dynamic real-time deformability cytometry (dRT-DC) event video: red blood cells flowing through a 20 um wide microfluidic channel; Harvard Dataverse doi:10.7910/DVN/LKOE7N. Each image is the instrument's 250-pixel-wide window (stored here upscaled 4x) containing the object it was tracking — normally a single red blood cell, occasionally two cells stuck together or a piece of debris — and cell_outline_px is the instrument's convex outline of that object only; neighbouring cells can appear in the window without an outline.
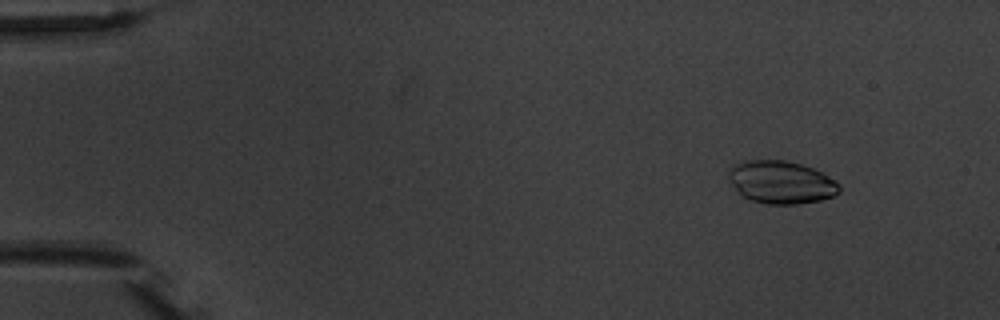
{"species": "common noctule bat (a hibernating species)", "species_latin": "Nyctalus noctula", "temperature_condition": "warm", "stored_images_in_passage": 5, "camera_frame_rate_fps": 3000, "um_per_image_px": 0.085, "animal": {"sex": "male", "body_mass_g": 20.1, "forearm_length_mm": 53.5}, "frame": {"image": 1, "passage_image": 2, "time_ms": 1.333, "image_size_px": [1000, 320], "cell_outline_px": [[840, 192], [832, 196], [820, 200], [796, 204], [768, 204], [752, 200], [744, 196], [728, 180], [728, 172], [736, 164], [744, 160], [784, 160], [800, 164], [812, 168], [820, 172], [840, 184]], "centroid_in_image_um": [66.4, 15.49], "position_along_channel_um": 18.6, "area_um2": 27.22}}
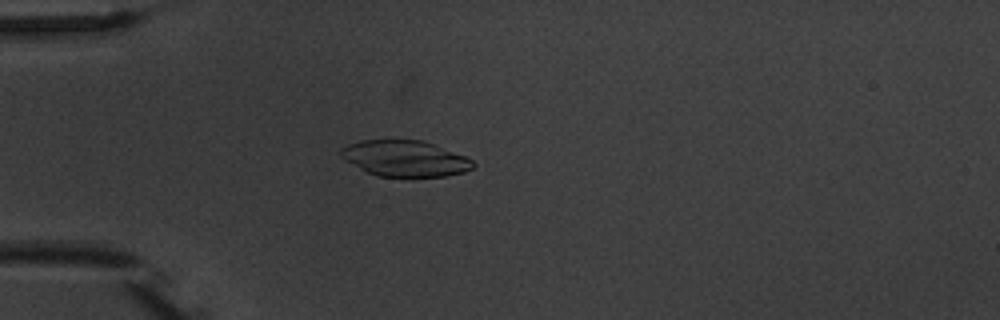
{"frame": {"image": 2, "passage_image": 5, "time_ms": 4.667, "image_size_px": [1000, 320], "cell_outline_px": [[476, 164], [472, 168], [464, 172], [444, 176], [412, 180], [376, 176], [344, 160], [340, 156], [340, 148], [348, 144], [360, 140], [420, 140], [432, 144], [464, 156], [472, 160]], "centroid_in_image_um": [34.4, 13.52], "position_along_channel_um": 50.6, "area_um2": 28.38}}